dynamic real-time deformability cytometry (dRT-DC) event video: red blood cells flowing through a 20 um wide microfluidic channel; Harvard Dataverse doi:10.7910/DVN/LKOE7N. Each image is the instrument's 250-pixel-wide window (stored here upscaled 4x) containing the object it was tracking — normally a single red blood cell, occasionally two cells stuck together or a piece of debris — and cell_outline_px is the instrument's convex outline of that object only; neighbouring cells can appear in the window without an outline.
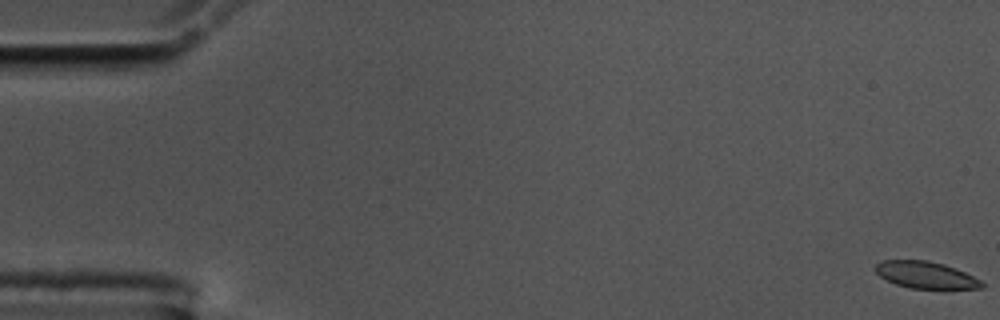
{"species": "common noctule bat (a hibernating species)", "species_latin": "Nyctalus noctula", "temperature_condition": "cold", "stored_images_in_passage": 58, "camera_frame_rate_fps": 3000, "um_per_image_px": 0.085, "animal": {"sex": "male", "body_mass_g": 17.5, "forearm_length_mm": 52.3}, "frame": {"image": 1, "passage_image": 1, "time_ms": 0.0, "image_size_px": [1000, 320], "cell_outline_px": [[984, 288], [908, 288], [896, 284], [880, 276], [876, 272], [876, 264], [880, 260], [928, 260], [944, 264], [956, 268], [980, 280], [984, 284]], "centroid_in_image_um": [78.67, 23.36], "position_along_channel_um": 6.3, "area_um2": 16.47}}
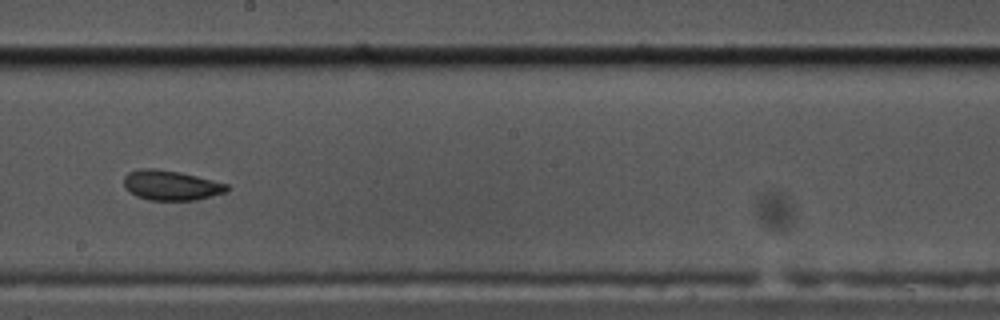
{"frame": {"image": 2, "passage_image": 33, "time_ms": 10.667, "image_size_px": [1000, 320], "cell_outline_px": [[232, 188], [228, 192], [196, 200], [148, 200], [136, 196], [128, 192], [124, 188], [124, 176], [128, 172], [140, 168], [156, 168], [180, 172], [228, 184]], "centroid_in_image_um": [14.53, 15.75], "position_along_channel_um": 233.7, "area_um2": 18.26}}
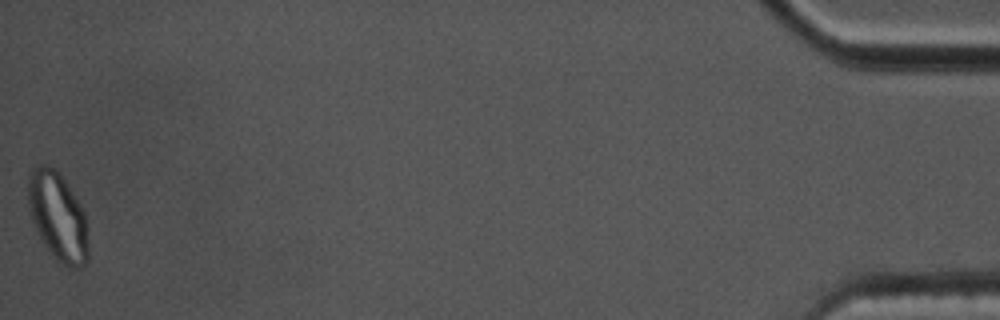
{"frame": {"image": 3, "passage_image": 58, "time_ms": 19.0, "image_size_px": [1000, 320], "cell_outline_px": [[88, 264], [84, 268], [72, 268], [56, 260], [44, 244], [28, 212], [28, 172], [36, 164], [48, 164], [60, 172], [80, 204], [84, 212], [88, 224]], "centroid_in_image_um": [4.93, 18.38], "position_along_channel_um": 430.3, "area_um2": 31.67}, "authors_computed_cell_mechanics": {"area_um2": 18.2359, "velocity_mm_per_s": 3.5254, "shape_relaxation_time_tau1_ms": null, "shape_relaxation_time_tau2_ms": 2.5733, "deformation_change_tau1": null, "deformation_change_tau2": 0.0633}}